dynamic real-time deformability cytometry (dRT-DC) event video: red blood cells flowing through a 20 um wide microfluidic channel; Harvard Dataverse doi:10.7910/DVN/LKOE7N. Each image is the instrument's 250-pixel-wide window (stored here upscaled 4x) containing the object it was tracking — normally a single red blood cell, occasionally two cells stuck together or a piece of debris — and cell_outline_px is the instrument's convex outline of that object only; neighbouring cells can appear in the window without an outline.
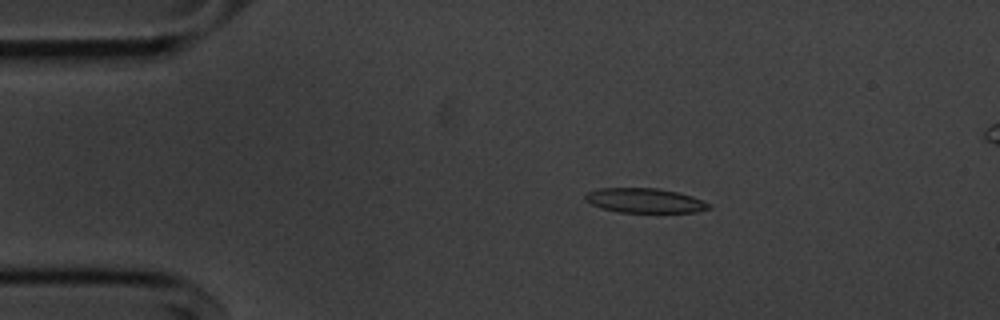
{"species": "common noctule bat (a hibernating species)", "species_latin": "Nyctalus noctula", "temperature_condition": "cold", "stored_images_in_passage": 55, "camera_frame_rate_fps": 3000, "um_per_image_px": 0.085, "animal": {"sex": "male", "body_mass_g": 20.1, "forearm_length_mm": 53.5}, "frame": {"image": 1, "passage_image": 10, "time_ms": 3.0, "image_size_px": [1000, 320], "cell_outline_px": [[712, 208], [696, 212], [616, 212], [600, 208], [584, 200], [584, 196], [588, 192], [600, 188], [656, 188], [676, 192], [692, 196], [708, 204]], "centroid_in_image_um": [54.75, 17.05], "position_along_channel_um": 30.2, "area_um2": 17.57}}
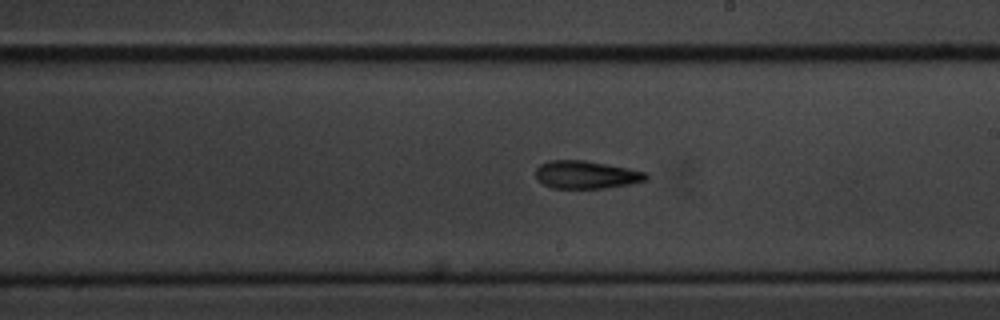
{"frame": {"image": 2, "passage_image": 31, "time_ms": 10.0, "image_size_px": [1000, 320], "cell_outline_px": [[648, 180], [628, 184], [604, 188], [552, 188], [536, 180], [536, 168], [540, 164], [552, 160], [584, 160], [628, 168], [648, 172]], "centroid_in_image_um": [49.83, 14.85], "position_along_channel_um": 239.2, "area_um2": 17.92}}
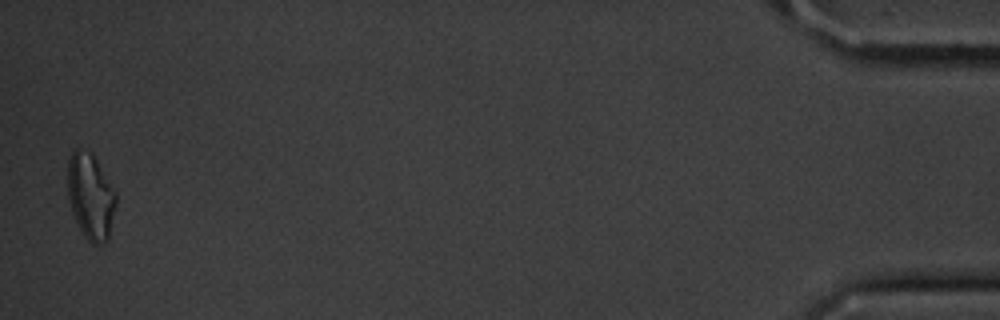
{"frame": {"image": 3, "passage_image": 54, "time_ms": 17.667, "image_size_px": [1000, 320], "cell_outline_px": [[116, 208], [108, 240], [96, 244], [92, 244], [84, 236], [72, 212], [68, 200], [68, 160], [72, 152], [76, 148], [80, 148], [92, 152], [116, 192]], "centroid_in_image_um": [7.71, 16.67], "position_along_channel_um": 427.5, "area_um2": 24.28}}